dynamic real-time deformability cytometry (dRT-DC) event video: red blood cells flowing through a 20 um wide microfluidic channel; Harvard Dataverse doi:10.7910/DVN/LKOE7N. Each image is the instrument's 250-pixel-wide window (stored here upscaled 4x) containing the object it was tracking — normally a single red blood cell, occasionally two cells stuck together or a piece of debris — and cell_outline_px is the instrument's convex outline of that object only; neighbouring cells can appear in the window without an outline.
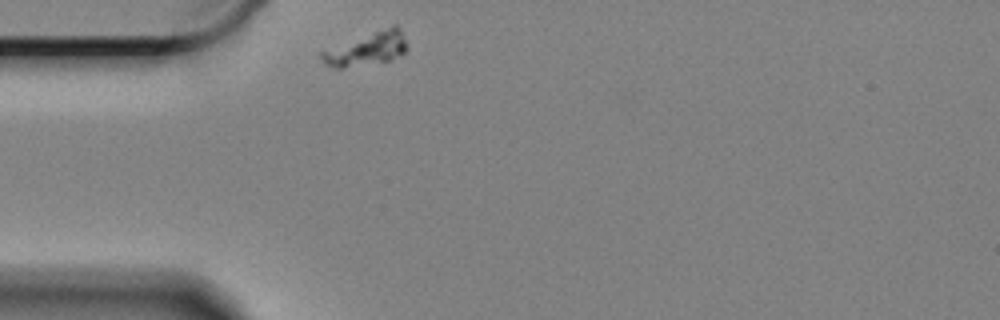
{"species": "Egyptian fruit bat (a non-hibernating species)", "species_latin": "Rousettus aegyptiacus", "temperature_condition": "cold", "stored_images_in_passage": 37, "camera_frame_rate_fps": 3000, "um_per_image_px": 0.085, "animal": {"sex": "female"}, "frame": {"image": 1, "passage_image": 1, "time_ms": 0.0, "image_size_px": [1000, 320], "cell_outline_px": [[408, 48], [404, 52], [388, 60], [344, 68], [336, 68], [324, 64], [320, 60], [320, 52], [392, 24], [396, 24], [400, 28], [408, 44]], "centroid_in_image_um": [31.2, 4.14], "position_along_channel_um": 53.8, "area_um2": 16.42}}
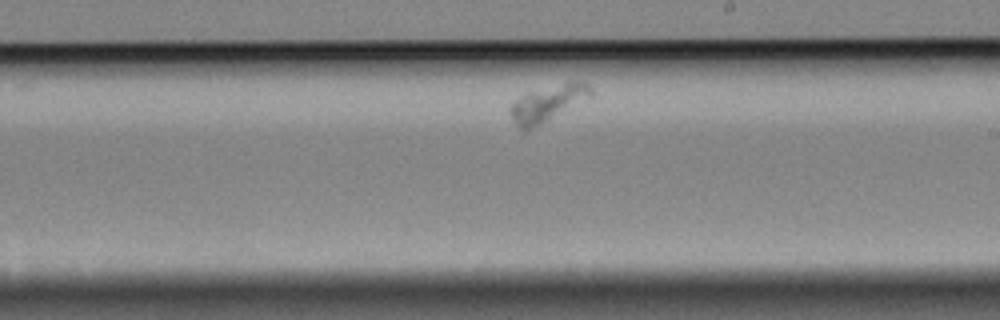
{"frame": {"image": 2, "passage_image": 22, "time_ms": 7.0, "image_size_px": [1000, 320], "cell_outline_px": [[592, 96], [540, 124], [532, 128], [520, 132], [512, 120], [508, 112], [508, 108], [516, 100], [528, 92], [568, 80], [580, 80], [588, 84], [592, 88]], "centroid_in_image_um": [46.54, 8.76], "position_along_channel_um": 242.5, "area_um2": 17.17}}
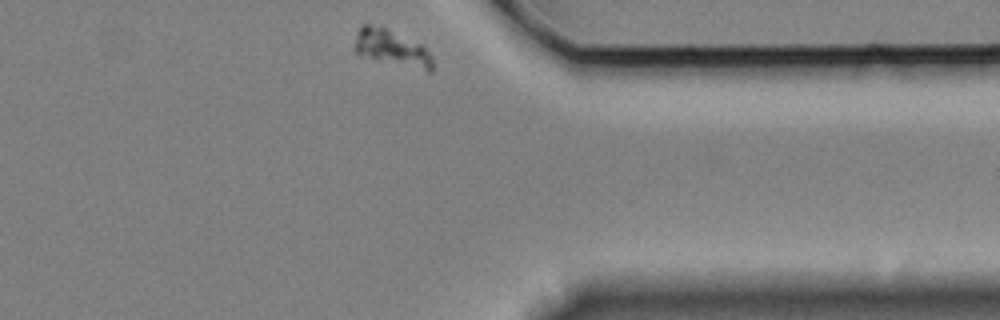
{"frame": {"image": 3, "passage_image": 37, "time_ms": 12.0, "image_size_px": [1000, 320], "cell_outline_px": [[432, 72], [428, 72], [356, 52], [352, 48], [356, 32], [364, 24], [368, 24], [384, 28], [420, 44], [432, 56]], "centroid_in_image_um": [33.29, 4.06], "position_along_channel_um": 378.1, "area_um2": 15.61}}